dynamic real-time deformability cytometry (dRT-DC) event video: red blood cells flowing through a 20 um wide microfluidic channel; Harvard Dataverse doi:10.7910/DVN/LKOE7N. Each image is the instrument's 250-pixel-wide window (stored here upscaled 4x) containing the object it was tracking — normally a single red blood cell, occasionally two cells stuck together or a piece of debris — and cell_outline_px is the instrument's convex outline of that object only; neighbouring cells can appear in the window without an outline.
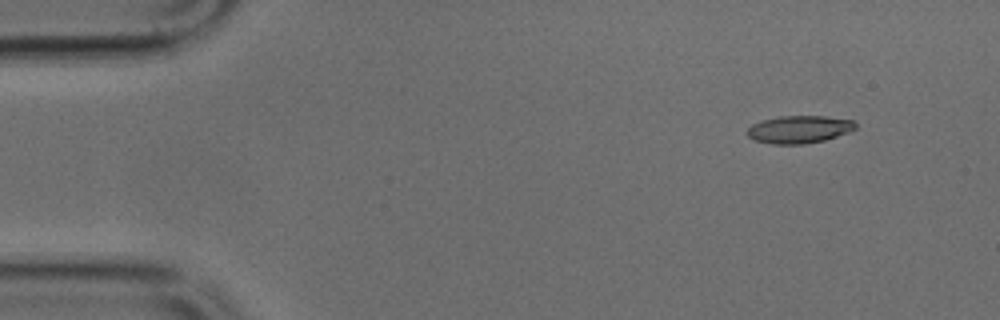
{"species": "common noctule bat (a hibernating species)", "species_latin": "Nyctalus noctula", "temperature_condition": "cold", "stored_images_in_passage": 45, "camera_frame_rate_fps": 3000, "um_per_image_px": 0.085, "animal": {"sex": "male", "body_mass_g": 17.9, "forearm_length_mm": 54.2}, "frame": {"image": 1, "passage_image": 1, "time_ms": 0.0, "image_size_px": [1000, 320], "cell_outline_px": [[856, 128], [848, 132], [824, 140], [804, 144], [772, 144], [752, 140], [748, 136], [748, 128], [752, 124], [764, 120], [780, 116], [828, 116], [852, 120], [856, 124]], "centroid_in_image_um": [67.92, 11.0], "position_along_channel_um": 17.1, "area_um2": 17.34}}
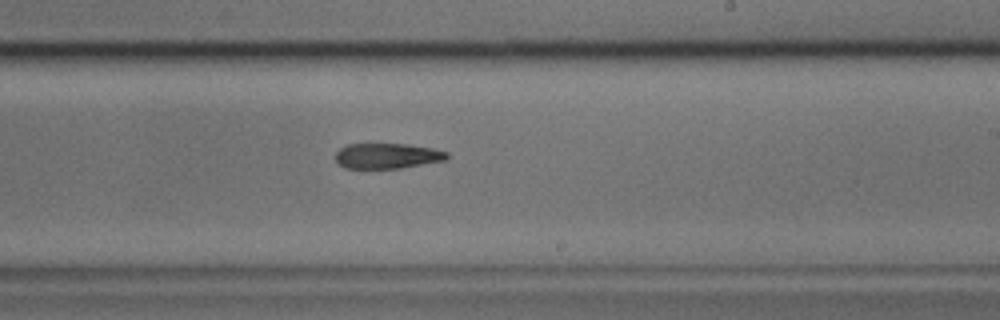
{"frame": {"image": 2, "passage_image": 25, "time_ms": 8.0, "image_size_px": [1000, 320], "cell_outline_px": [[448, 160], [400, 168], [344, 168], [336, 164], [336, 152], [340, 148], [348, 144], [408, 144], [432, 148], [448, 152]], "centroid_in_image_um": [32.91, 13.25], "position_along_channel_um": 256.1, "area_um2": 16.59}}
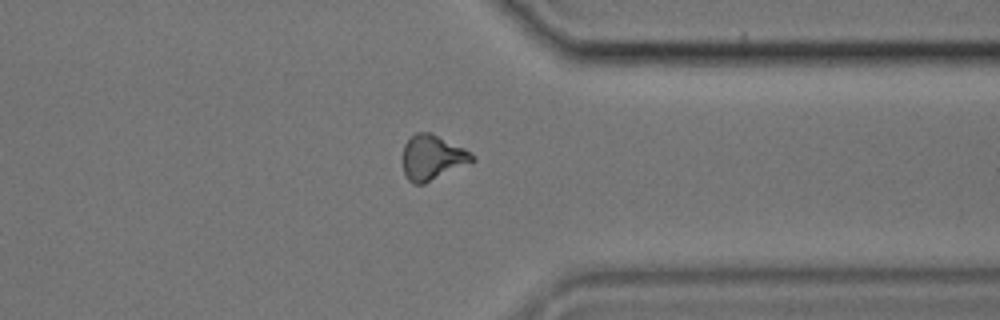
{"frame": {"image": 3, "passage_image": 34, "time_ms": 11.0, "image_size_px": [1000, 320], "cell_outline_px": [[476, 160], [424, 184], [412, 184], [408, 180], [404, 172], [400, 160], [400, 156], [404, 144], [416, 132], [432, 132], [472, 152], [476, 156]], "centroid_in_image_um": [36.71, 13.38], "position_along_channel_um": 374.7, "area_um2": 18.67}}